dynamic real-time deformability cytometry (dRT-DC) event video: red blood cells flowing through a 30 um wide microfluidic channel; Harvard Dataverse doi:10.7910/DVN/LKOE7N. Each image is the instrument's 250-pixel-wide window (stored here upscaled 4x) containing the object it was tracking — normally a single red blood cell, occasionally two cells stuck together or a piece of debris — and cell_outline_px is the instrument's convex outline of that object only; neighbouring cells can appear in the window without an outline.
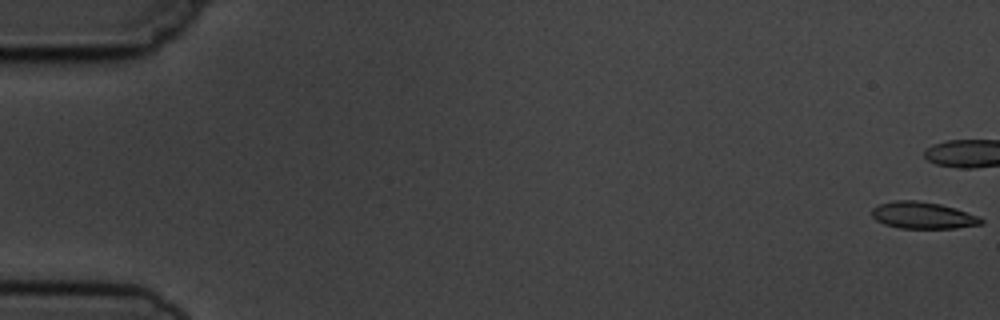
{"species": "common noctule bat (a hibernating species)", "species_latin": "Nyctalus noctula", "temperature_condition": "cold", "stored_images_in_passage": 9, "camera_frame_rate_fps": 3000, "um_per_image_px": 0.085, "animal": {"sex": "male", "body_mass_g": 19.5, "forearm_length_mm": 54.6}, "frame": {"image": 1, "passage_image": 1, "time_ms": 0.0, "image_size_px": [1000, 320], "cell_outline_px": [[984, 224], [956, 228], [900, 228], [884, 224], [876, 220], [872, 216], [872, 208], [880, 204], [892, 200], [916, 200], [940, 204], [956, 208], [980, 216], [984, 220]], "centroid_in_image_um": [78.48, 18.3], "position_along_channel_um": 6.5, "area_um2": 17.22}}
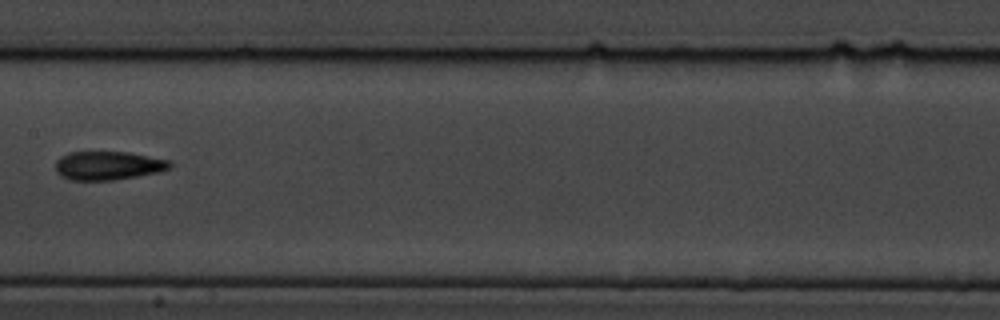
{"frame": {"image": 2, "passage_image": 9, "time_ms": 10.0, "image_size_px": [1000, 320], "cell_outline_px": [[172, 168], [160, 172], [116, 180], [72, 180], [60, 176], [56, 172], [56, 160], [60, 156], [68, 152], [128, 152], [172, 160]], "centroid_in_image_um": [9.22, 14.07], "position_along_channel_um": 198.2, "area_um2": 19.42}}